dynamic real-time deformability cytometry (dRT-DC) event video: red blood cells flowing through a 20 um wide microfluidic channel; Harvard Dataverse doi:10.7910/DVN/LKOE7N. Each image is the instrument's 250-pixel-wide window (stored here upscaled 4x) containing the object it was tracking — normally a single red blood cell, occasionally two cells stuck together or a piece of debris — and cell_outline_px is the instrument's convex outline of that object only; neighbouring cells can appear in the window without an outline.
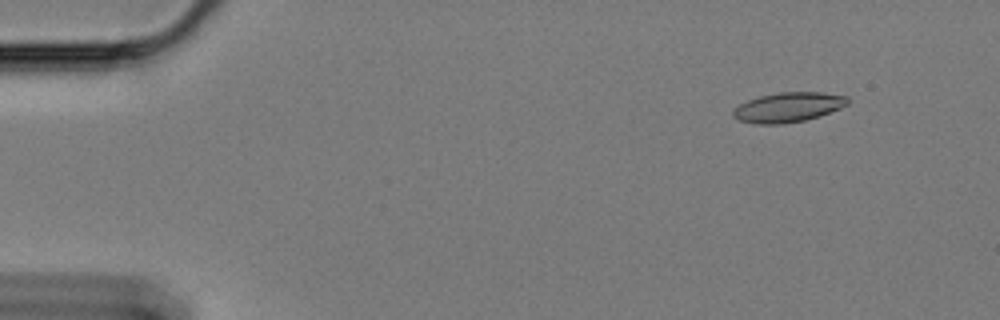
{"species": "Egyptian fruit bat (a non-hibernating species)", "species_latin": "Rousettus aegyptiacus", "temperature_condition": "cold", "stored_images_in_passage": 57, "camera_frame_rate_fps": 3000, "um_per_image_px": 0.085, "animal": {"sex": "female"}, "frame": {"image": 1, "passage_image": 4, "time_ms": 1.0, "image_size_px": [1000, 320], "cell_outline_px": [[848, 104], [840, 108], [820, 116], [804, 120], [784, 124], [756, 124], [740, 120], [732, 116], [732, 112], [740, 104], [748, 100], [760, 96], [780, 92], [824, 92], [848, 96]], "centroid_in_image_um": [67.02, 9.11], "position_along_channel_um": 18.0, "area_um2": 19.83}}
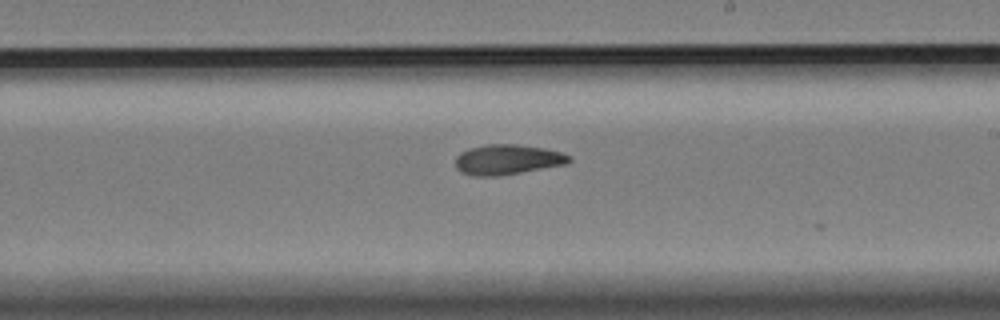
{"frame": {"image": 2, "passage_image": 33, "time_ms": 10.667, "image_size_px": [1000, 320], "cell_outline_px": [[572, 160], [568, 164], [500, 176], [472, 176], [460, 172], [456, 168], [456, 156], [460, 152], [468, 148], [488, 144], [516, 144], [544, 148], [564, 152], [572, 156]], "centroid_in_image_um": [43.16, 13.56], "position_along_channel_um": 245.8, "area_um2": 20.35}}
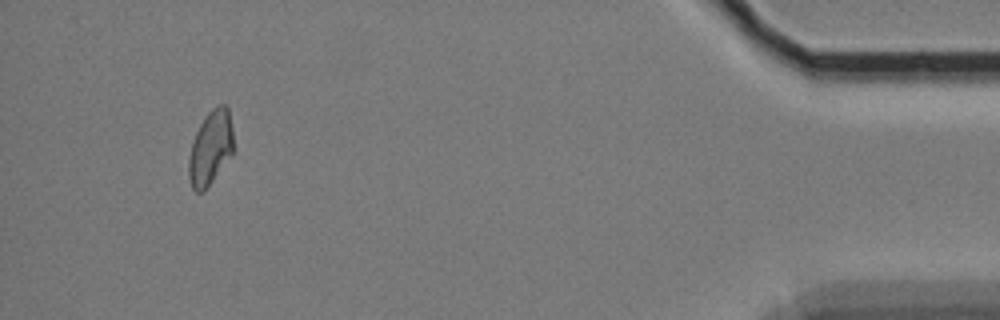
{"frame": {"image": 3, "passage_image": 54, "time_ms": 17.667, "image_size_px": [1000, 320], "cell_outline_px": [[232, 156], [204, 192], [196, 192], [192, 188], [188, 176], [188, 156], [192, 140], [204, 116], [216, 104], [224, 104], [228, 108], [232, 128]], "centroid_in_image_um": [17.87, 12.58], "position_along_channel_um": 417.3, "area_um2": 19.65}, "authors_computed_cell_mechanics": {"area_um2": 19.5364, "velocity_mm_per_s": 3.3705, "shape_relaxation_time_tau1_ms": null, "shape_relaxation_time_tau2_ms": 4.1913, "deformation_change_tau1": null, "deformation_change_tau2": 0.1075}}